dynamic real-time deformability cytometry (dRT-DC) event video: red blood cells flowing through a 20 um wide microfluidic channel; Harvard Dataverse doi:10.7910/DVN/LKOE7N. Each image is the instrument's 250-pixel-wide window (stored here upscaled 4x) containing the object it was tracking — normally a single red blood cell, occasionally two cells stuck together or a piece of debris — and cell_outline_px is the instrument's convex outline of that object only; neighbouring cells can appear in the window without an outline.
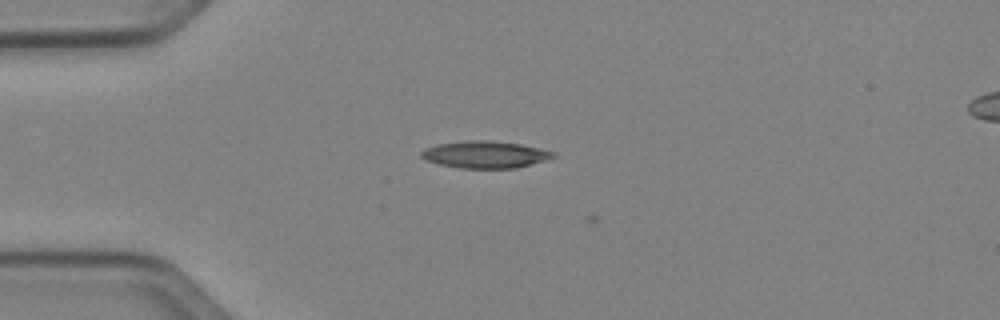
{"species": "Egyptian fruit bat (a non-hibernating species)", "species_latin": "Rousettus aegyptiacus", "temperature_condition": "cold", "stored_images_in_passage": 2, "camera_frame_rate_fps": 3000, "um_per_image_px": 0.085, "animal": {"sex": "female"}, "frame": {"image": 1, "passage_image": 1, "time_ms": 0.0, "image_size_px": [1000, 320], "cell_outline_px": [[556, 156], [544, 160], [516, 168], [460, 168], [440, 164], [424, 160], [420, 156], [420, 152], [424, 148], [436, 144], [464, 140], [488, 140], [520, 144], [540, 148], [552, 152]], "centroid_in_image_um": [41.16, 13.12], "position_along_channel_um": 43.8, "area_um2": 20.75}}